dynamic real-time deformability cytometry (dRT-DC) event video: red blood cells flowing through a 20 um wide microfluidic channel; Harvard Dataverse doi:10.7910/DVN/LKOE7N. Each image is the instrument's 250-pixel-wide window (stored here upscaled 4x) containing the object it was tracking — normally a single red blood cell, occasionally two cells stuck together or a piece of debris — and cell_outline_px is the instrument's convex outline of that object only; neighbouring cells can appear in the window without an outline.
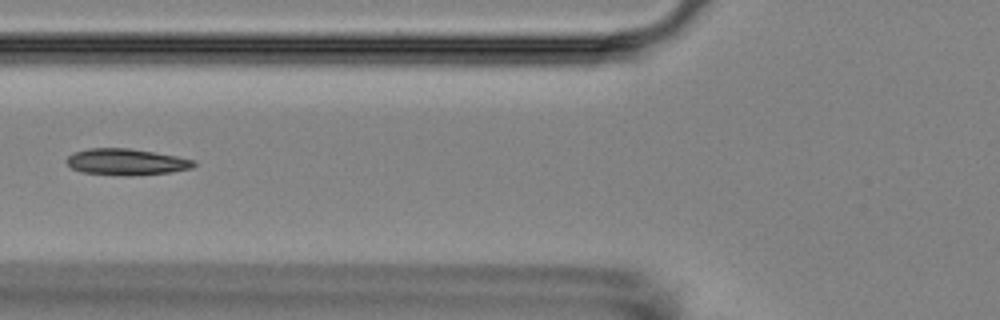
{"species": "Egyptian fruit bat (a non-hibernating species)", "species_latin": "Rousettus aegyptiacus", "temperature_condition": "room temperature", "stored_images_in_passage": 10, "camera_frame_rate_fps": 3000, "um_per_image_px": 0.085, "animal": {"sex": "female"}, "frame": {"image": 1, "passage_image": 5, "time_ms": 5.333, "image_size_px": [1000, 320], "cell_outline_px": [[196, 164], [192, 168], [172, 172], [128, 176], [124, 176], [84, 172], [72, 168], [64, 160], [68, 156], [76, 152], [88, 148], [128, 148], [176, 156], [196, 160]], "centroid_in_image_um": [10.75, 13.76], "position_along_channel_um": 115.0, "area_um2": 19.48}}
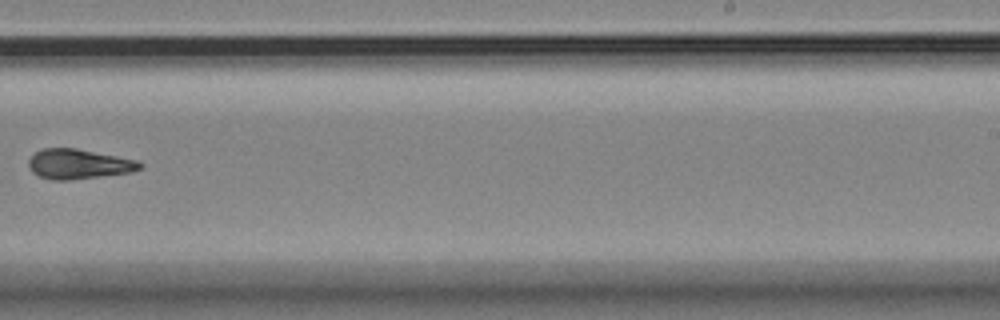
{"frame": {"image": 2, "passage_image": 9, "time_ms": 10.0, "image_size_px": [1000, 320], "cell_outline_px": [[144, 164], [140, 168], [132, 172], [68, 180], [52, 180], [40, 176], [32, 172], [28, 168], [28, 160], [36, 152], [44, 148], [76, 148], [136, 160]], "centroid_in_image_um": [6.66, 13.94], "position_along_channel_um": 282.3, "area_um2": 19.19}}
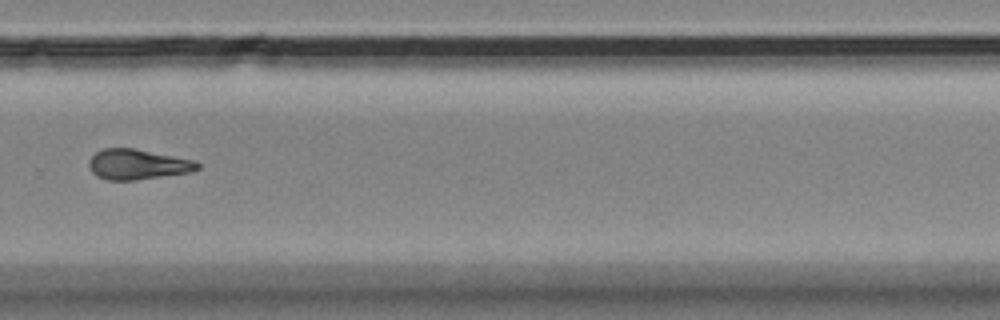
{"frame": {"image": 3, "passage_image": 10, "time_ms": 11.0, "image_size_px": [1000, 320], "cell_outline_px": [[200, 168], [192, 172], [136, 180], [108, 180], [96, 176], [88, 168], [88, 160], [96, 152], [104, 148], [132, 148], [196, 160], [200, 164]], "centroid_in_image_um": [11.7, 13.98], "position_along_channel_um": 318.1, "area_um2": 19.31}}